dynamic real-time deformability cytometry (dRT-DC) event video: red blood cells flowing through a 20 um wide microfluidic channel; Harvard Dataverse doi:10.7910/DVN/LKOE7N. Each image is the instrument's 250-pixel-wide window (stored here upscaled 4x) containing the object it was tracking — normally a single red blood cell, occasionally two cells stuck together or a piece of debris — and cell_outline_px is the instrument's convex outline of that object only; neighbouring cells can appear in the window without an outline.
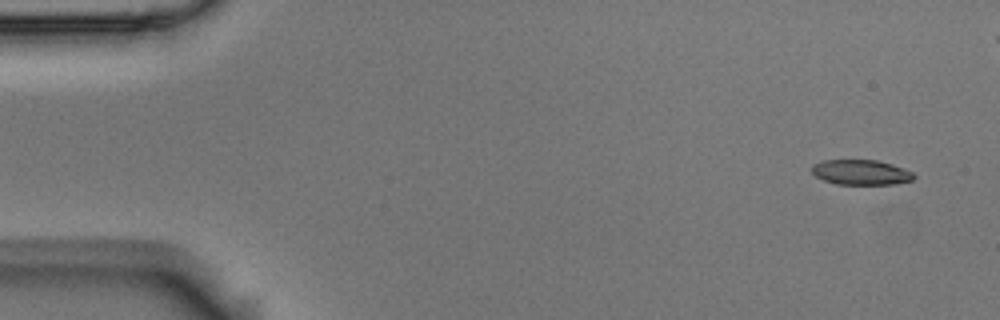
{"species": "Egyptian fruit bat (a non-hibernating species)", "species_latin": "Rousettus aegyptiacus", "temperature_condition": "room temperature", "stored_images_in_passage": 5, "camera_frame_rate_fps": 3000, "um_per_image_px": 0.085, "animal": {"sex": "male"}, "frame": {"image": 1, "passage_image": 1, "time_ms": 0.0, "image_size_px": [1000, 320], "cell_outline_px": [[916, 176], [912, 180], [896, 184], [836, 184], [824, 180], [816, 176], [812, 172], [812, 164], [824, 160], [876, 160], [892, 164], [904, 168], [912, 172]], "centroid_in_image_um": [73.19, 14.64], "position_along_channel_um": 11.8, "area_um2": 14.91}}